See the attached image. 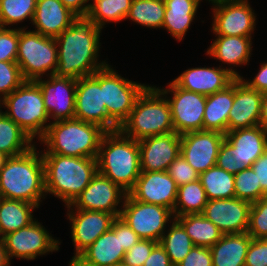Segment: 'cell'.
<instances>
[{
	"mask_svg": "<svg viewBox=\"0 0 267 266\" xmlns=\"http://www.w3.org/2000/svg\"><path fill=\"white\" fill-rule=\"evenodd\" d=\"M26 80L16 62L0 61V99L3 100Z\"/></svg>",
	"mask_w": 267,
	"mask_h": 266,
	"instance_id": "cell-42",
	"label": "cell"
},
{
	"mask_svg": "<svg viewBox=\"0 0 267 266\" xmlns=\"http://www.w3.org/2000/svg\"><path fill=\"white\" fill-rule=\"evenodd\" d=\"M1 106H4L3 105V101L0 99V108H1ZM4 112L2 111V109H0V117H1V115L3 114Z\"/></svg>",
	"mask_w": 267,
	"mask_h": 266,
	"instance_id": "cell-58",
	"label": "cell"
},
{
	"mask_svg": "<svg viewBox=\"0 0 267 266\" xmlns=\"http://www.w3.org/2000/svg\"><path fill=\"white\" fill-rule=\"evenodd\" d=\"M178 186L167 171H141L129 194L143 203L174 210Z\"/></svg>",
	"mask_w": 267,
	"mask_h": 266,
	"instance_id": "cell-20",
	"label": "cell"
},
{
	"mask_svg": "<svg viewBox=\"0 0 267 266\" xmlns=\"http://www.w3.org/2000/svg\"><path fill=\"white\" fill-rule=\"evenodd\" d=\"M8 158H9L8 155L0 152V171L4 167V165H5V163H6V161H7Z\"/></svg>",
	"mask_w": 267,
	"mask_h": 266,
	"instance_id": "cell-56",
	"label": "cell"
},
{
	"mask_svg": "<svg viewBox=\"0 0 267 266\" xmlns=\"http://www.w3.org/2000/svg\"><path fill=\"white\" fill-rule=\"evenodd\" d=\"M199 180L208 200L235 197L234 174L216 165L199 174Z\"/></svg>",
	"mask_w": 267,
	"mask_h": 266,
	"instance_id": "cell-35",
	"label": "cell"
},
{
	"mask_svg": "<svg viewBox=\"0 0 267 266\" xmlns=\"http://www.w3.org/2000/svg\"><path fill=\"white\" fill-rule=\"evenodd\" d=\"M213 6L212 31L215 35L252 37L256 14L248 0H209Z\"/></svg>",
	"mask_w": 267,
	"mask_h": 266,
	"instance_id": "cell-13",
	"label": "cell"
},
{
	"mask_svg": "<svg viewBox=\"0 0 267 266\" xmlns=\"http://www.w3.org/2000/svg\"><path fill=\"white\" fill-rule=\"evenodd\" d=\"M62 4L70 9L78 17H85L90 7V0H60ZM89 3V4H87Z\"/></svg>",
	"mask_w": 267,
	"mask_h": 266,
	"instance_id": "cell-53",
	"label": "cell"
},
{
	"mask_svg": "<svg viewBox=\"0 0 267 266\" xmlns=\"http://www.w3.org/2000/svg\"><path fill=\"white\" fill-rule=\"evenodd\" d=\"M225 139L237 149L241 171L251 167L267 151V130L260 125L227 131Z\"/></svg>",
	"mask_w": 267,
	"mask_h": 266,
	"instance_id": "cell-27",
	"label": "cell"
},
{
	"mask_svg": "<svg viewBox=\"0 0 267 266\" xmlns=\"http://www.w3.org/2000/svg\"><path fill=\"white\" fill-rule=\"evenodd\" d=\"M245 266H267V238H252L245 258Z\"/></svg>",
	"mask_w": 267,
	"mask_h": 266,
	"instance_id": "cell-47",
	"label": "cell"
},
{
	"mask_svg": "<svg viewBox=\"0 0 267 266\" xmlns=\"http://www.w3.org/2000/svg\"><path fill=\"white\" fill-rule=\"evenodd\" d=\"M208 199L200 180L193 181L178 187L174 206V217L187 214H202Z\"/></svg>",
	"mask_w": 267,
	"mask_h": 266,
	"instance_id": "cell-36",
	"label": "cell"
},
{
	"mask_svg": "<svg viewBox=\"0 0 267 266\" xmlns=\"http://www.w3.org/2000/svg\"><path fill=\"white\" fill-rule=\"evenodd\" d=\"M58 46L55 38L33 30L19 28V44L16 63L26 81L54 75L58 65ZM50 72V73H48ZM48 74V75H47Z\"/></svg>",
	"mask_w": 267,
	"mask_h": 266,
	"instance_id": "cell-8",
	"label": "cell"
},
{
	"mask_svg": "<svg viewBox=\"0 0 267 266\" xmlns=\"http://www.w3.org/2000/svg\"><path fill=\"white\" fill-rule=\"evenodd\" d=\"M202 0H164L165 15L162 28L177 41L183 40L191 23L195 19L199 3Z\"/></svg>",
	"mask_w": 267,
	"mask_h": 266,
	"instance_id": "cell-30",
	"label": "cell"
},
{
	"mask_svg": "<svg viewBox=\"0 0 267 266\" xmlns=\"http://www.w3.org/2000/svg\"><path fill=\"white\" fill-rule=\"evenodd\" d=\"M216 166L234 175L241 171L239 153L226 139L220 146Z\"/></svg>",
	"mask_w": 267,
	"mask_h": 266,
	"instance_id": "cell-45",
	"label": "cell"
},
{
	"mask_svg": "<svg viewBox=\"0 0 267 266\" xmlns=\"http://www.w3.org/2000/svg\"><path fill=\"white\" fill-rule=\"evenodd\" d=\"M49 79L38 78L45 108L50 122L73 119L75 117V96L77 80L70 77L50 75Z\"/></svg>",
	"mask_w": 267,
	"mask_h": 266,
	"instance_id": "cell-17",
	"label": "cell"
},
{
	"mask_svg": "<svg viewBox=\"0 0 267 266\" xmlns=\"http://www.w3.org/2000/svg\"><path fill=\"white\" fill-rule=\"evenodd\" d=\"M85 18L100 29L108 22H120L129 14L132 0H91Z\"/></svg>",
	"mask_w": 267,
	"mask_h": 266,
	"instance_id": "cell-34",
	"label": "cell"
},
{
	"mask_svg": "<svg viewBox=\"0 0 267 266\" xmlns=\"http://www.w3.org/2000/svg\"><path fill=\"white\" fill-rule=\"evenodd\" d=\"M119 130L136 141L174 132L166 95L158 87L148 85L138 96L128 119Z\"/></svg>",
	"mask_w": 267,
	"mask_h": 266,
	"instance_id": "cell-6",
	"label": "cell"
},
{
	"mask_svg": "<svg viewBox=\"0 0 267 266\" xmlns=\"http://www.w3.org/2000/svg\"><path fill=\"white\" fill-rule=\"evenodd\" d=\"M176 266H213L210 248L193 246Z\"/></svg>",
	"mask_w": 267,
	"mask_h": 266,
	"instance_id": "cell-48",
	"label": "cell"
},
{
	"mask_svg": "<svg viewBox=\"0 0 267 266\" xmlns=\"http://www.w3.org/2000/svg\"><path fill=\"white\" fill-rule=\"evenodd\" d=\"M259 125L263 129L267 130V92L262 93Z\"/></svg>",
	"mask_w": 267,
	"mask_h": 266,
	"instance_id": "cell-54",
	"label": "cell"
},
{
	"mask_svg": "<svg viewBox=\"0 0 267 266\" xmlns=\"http://www.w3.org/2000/svg\"><path fill=\"white\" fill-rule=\"evenodd\" d=\"M167 233H164L159 243L169 256L171 263L176 266L194 246L183 226L175 219Z\"/></svg>",
	"mask_w": 267,
	"mask_h": 266,
	"instance_id": "cell-37",
	"label": "cell"
},
{
	"mask_svg": "<svg viewBox=\"0 0 267 266\" xmlns=\"http://www.w3.org/2000/svg\"><path fill=\"white\" fill-rule=\"evenodd\" d=\"M33 140L5 113L0 117V152L18 156L34 146Z\"/></svg>",
	"mask_w": 267,
	"mask_h": 266,
	"instance_id": "cell-33",
	"label": "cell"
},
{
	"mask_svg": "<svg viewBox=\"0 0 267 266\" xmlns=\"http://www.w3.org/2000/svg\"><path fill=\"white\" fill-rule=\"evenodd\" d=\"M235 197L250 202L258 201L267 194L261 189L256 173L251 167L234 175Z\"/></svg>",
	"mask_w": 267,
	"mask_h": 266,
	"instance_id": "cell-40",
	"label": "cell"
},
{
	"mask_svg": "<svg viewBox=\"0 0 267 266\" xmlns=\"http://www.w3.org/2000/svg\"><path fill=\"white\" fill-rule=\"evenodd\" d=\"M105 133L100 126L76 118L49 122L44 136L39 140L47 147L41 154L97 158Z\"/></svg>",
	"mask_w": 267,
	"mask_h": 266,
	"instance_id": "cell-5",
	"label": "cell"
},
{
	"mask_svg": "<svg viewBox=\"0 0 267 266\" xmlns=\"http://www.w3.org/2000/svg\"><path fill=\"white\" fill-rule=\"evenodd\" d=\"M143 266H174L164 248L157 243L152 249Z\"/></svg>",
	"mask_w": 267,
	"mask_h": 266,
	"instance_id": "cell-49",
	"label": "cell"
},
{
	"mask_svg": "<svg viewBox=\"0 0 267 266\" xmlns=\"http://www.w3.org/2000/svg\"><path fill=\"white\" fill-rule=\"evenodd\" d=\"M250 88L257 90L261 93L267 92V63H263L260 66V70L257 75L252 78L253 80H245L241 78Z\"/></svg>",
	"mask_w": 267,
	"mask_h": 266,
	"instance_id": "cell-51",
	"label": "cell"
},
{
	"mask_svg": "<svg viewBox=\"0 0 267 266\" xmlns=\"http://www.w3.org/2000/svg\"><path fill=\"white\" fill-rule=\"evenodd\" d=\"M251 203L236 197L208 200L202 215L223 234L245 233L249 226Z\"/></svg>",
	"mask_w": 267,
	"mask_h": 266,
	"instance_id": "cell-19",
	"label": "cell"
},
{
	"mask_svg": "<svg viewBox=\"0 0 267 266\" xmlns=\"http://www.w3.org/2000/svg\"><path fill=\"white\" fill-rule=\"evenodd\" d=\"M4 112L33 140L41 139L50 121L44 98L35 81H25L3 100Z\"/></svg>",
	"mask_w": 267,
	"mask_h": 266,
	"instance_id": "cell-7",
	"label": "cell"
},
{
	"mask_svg": "<svg viewBox=\"0 0 267 266\" xmlns=\"http://www.w3.org/2000/svg\"><path fill=\"white\" fill-rule=\"evenodd\" d=\"M225 135L216 131H193L181 135L180 154L199 173L216 165Z\"/></svg>",
	"mask_w": 267,
	"mask_h": 266,
	"instance_id": "cell-18",
	"label": "cell"
},
{
	"mask_svg": "<svg viewBox=\"0 0 267 266\" xmlns=\"http://www.w3.org/2000/svg\"><path fill=\"white\" fill-rule=\"evenodd\" d=\"M138 235L120 218V241L125 251H128L139 241Z\"/></svg>",
	"mask_w": 267,
	"mask_h": 266,
	"instance_id": "cell-52",
	"label": "cell"
},
{
	"mask_svg": "<svg viewBox=\"0 0 267 266\" xmlns=\"http://www.w3.org/2000/svg\"><path fill=\"white\" fill-rule=\"evenodd\" d=\"M158 242L139 239L124 255L123 261L129 266H143L152 249Z\"/></svg>",
	"mask_w": 267,
	"mask_h": 266,
	"instance_id": "cell-46",
	"label": "cell"
},
{
	"mask_svg": "<svg viewBox=\"0 0 267 266\" xmlns=\"http://www.w3.org/2000/svg\"><path fill=\"white\" fill-rule=\"evenodd\" d=\"M99 85L108 117L120 128L128 119L138 96L148 86L121 77L110 65L99 69Z\"/></svg>",
	"mask_w": 267,
	"mask_h": 266,
	"instance_id": "cell-9",
	"label": "cell"
},
{
	"mask_svg": "<svg viewBox=\"0 0 267 266\" xmlns=\"http://www.w3.org/2000/svg\"><path fill=\"white\" fill-rule=\"evenodd\" d=\"M226 68L195 67L186 69L173 81L181 88L209 96L229 86L236 78Z\"/></svg>",
	"mask_w": 267,
	"mask_h": 266,
	"instance_id": "cell-24",
	"label": "cell"
},
{
	"mask_svg": "<svg viewBox=\"0 0 267 266\" xmlns=\"http://www.w3.org/2000/svg\"><path fill=\"white\" fill-rule=\"evenodd\" d=\"M256 173L261 189L267 194V151L251 166Z\"/></svg>",
	"mask_w": 267,
	"mask_h": 266,
	"instance_id": "cell-50",
	"label": "cell"
},
{
	"mask_svg": "<svg viewBox=\"0 0 267 266\" xmlns=\"http://www.w3.org/2000/svg\"><path fill=\"white\" fill-rule=\"evenodd\" d=\"M97 168L98 173L128 194L141 173L138 141L125 136L120 130L106 132L100 142Z\"/></svg>",
	"mask_w": 267,
	"mask_h": 266,
	"instance_id": "cell-3",
	"label": "cell"
},
{
	"mask_svg": "<svg viewBox=\"0 0 267 266\" xmlns=\"http://www.w3.org/2000/svg\"><path fill=\"white\" fill-rule=\"evenodd\" d=\"M19 44V28L0 27V61L16 62Z\"/></svg>",
	"mask_w": 267,
	"mask_h": 266,
	"instance_id": "cell-43",
	"label": "cell"
},
{
	"mask_svg": "<svg viewBox=\"0 0 267 266\" xmlns=\"http://www.w3.org/2000/svg\"><path fill=\"white\" fill-rule=\"evenodd\" d=\"M2 198L25 201L40 207L46 197L44 162L34 145L27 152L9 157L0 171Z\"/></svg>",
	"mask_w": 267,
	"mask_h": 266,
	"instance_id": "cell-2",
	"label": "cell"
},
{
	"mask_svg": "<svg viewBox=\"0 0 267 266\" xmlns=\"http://www.w3.org/2000/svg\"><path fill=\"white\" fill-rule=\"evenodd\" d=\"M141 171H167L180 155L181 135L176 132L147 137L138 141Z\"/></svg>",
	"mask_w": 267,
	"mask_h": 266,
	"instance_id": "cell-21",
	"label": "cell"
},
{
	"mask_svg": "<svg viewBox=\"0 0 267 266\" xmlns=\"http://www.w3.org/2000/svg\"><path fill=\"white\" fill-rule=\"evenodd\" d=\"M247 233L255 239L267 238V196L251 204Z\"/></svg>",
	"mask_w": 267,
	"mask_h": 266,
	"instance_id": "cell-41",
	"label": "cell"
},
{
	"mask_svg": "<svg viewBox=\"0 0 267 266\" xmlns=\"http://www.w3.org/2000/svg\"><path fill=\"white\" fill-rule=\"evenodd\" d=\"M175 219L183 226L194 246L211 248L224 235L202 214H187Z\"/></svg>",
	"mask_w": 267,
	"mask_h": 266,
	"instance_id": "cell-32",
	"label": "cell"
},
{
	"mask_svg": "<svg viewBox=\"0 0 267 266\" xmlns=\"http://www.w3.org/2000/svg\"><path fill=\"white\" fill-rule=\"evenodd\" d=\"M165 9L164 0H132L126 19L146 28H162Z\"/></svg>",
	"mask_w": 267,
	"mask_h": 266,
	"instance_id": "cell-38",
	"label": "cell"
},
{
	"mask_svg": "<svg viewBox=\"0 0 267 266\" xmlns=\"http://www.w3.org/2000/svg\"><path fill=\"white\" fill-rule=\"evenodd\" d=\"M168 174L179 187L199 179V173L180 154L168 167Z\"/></svg>",
	"mask_w": 267,
	"mask_h": 266,
	"instance_id": "cell-44",
	"label": "cell"
},
{
	"mask_svg": "<svg viewBox=\"0 0 267 266\" xmlns=\"http://www.w3.org/2000/svg\"><path fill=\"white\" fill-rule=\"evenodd\" d=\"M101 30L85 17H79L56 37L58 65L54 75L77 80L105 67L106 61L97 60Z\"/></svg>",
	"mask_w": 267,
	"mask_h": 266,
	"instance_id": "cell-1",
	"label": "cell"
},
{
	"mask_svg": "<svg viewBox=\"0 0 267 266\" xmlns=\"http://www.w3.org/2000/svg\"><path fill=\"white\" fill-rule=\"evenodd\" d=\"M36 4L37 0H0V27L9 28L26 19L32 22Z\"/></svg>",
	"mask_w": 267,
	"mask_h": 266,
	"instance_id": "cell-39",
	"label": "cell"
},
{
	"mask_svg": "<svg viewBox=\"0 0 267 266\" xmlns=\"http://www.w3.org/2000/svg\"><path fill=\"white\" fill-rule=\"evenodd\" d=\"M121 205L120 218L138 235L140 239L159 243L166 232L168 221H174L173 211L167 207L143 203L126 194Z\"/></svg>",
	"mask_w": 267,
	"mask_h": 266,
	"instance_id": "cell-10",
	"label": "cell"
},
{
	"mask_svg": "<svg viewBox=\"0 0 267 266\" xmlns=\"http://www.w3.org/2000/svg\"><path fill=\"white\" fill-rule=\"evenodd\" d=\"M216 39L207 49L206 54L212 58L230 64L227 70L235 78H242V76L232 68L238 65L248 64L252 52V37L240 36H224L216 35Z\"/></svg>",
	"mask_w": 267,
	"mask_h": 266,
	"instance_id": "cell-26",
	"label": "cell"
},
{
	"mask_svg": "<svg viewBox=\"0 0 267 266\" xmlns=\"http://www.w3.org/2000/svg\"><path fill=\"white\" fill-rule=\"evenodd\" d=\"M2 240L10 260L13 257L34 260L38 256L60 249L59 240L53 238L36 219L28 226L4 235Z\"/></svg>",
	"mask_w": 267,
	"mask_h": 266,
	"instance_id": "cell-12",
	"label": "cell"
},
{
	"mask_svg": "<svg viewBox=\"0 0 267 266\" xmlns=\"http://www.w3.org/2000/svg\"><path fill=\"white\" fill-rule=\"evenodd\" d=\"M38 208L20 200L0 199V232L1 239L4 235L17 231L33 222V210Z\"/></svg>",
	"mask_w": 267,
	"mask_h": 266,
	"instance_id": "cell-31",
	"label": "cell"
},
{
	"mask_svg": "<svg viewBox=\"0 0 267 266\" xmlns=\"http://www.w3.org/2000/svg\"><path fill=\"white\" fill-rule=\"evenodd\" d=\"M67 210V217L71 222V238L75 246L74 256L69 263L71 264L99 236L111 229L117 217L112 213L101 211L73 210L72 208H67Z\"/></svg>",
	"mask_w": 267,
	"mask_h": 266,
	"instance_id": "cell-15",
	"label": "cell"
},
{
	"mask_svg": "<svg viewBox=\"0 0 267 266\" xmlns=\"http://www.w3.org/2000/svg\"><path fill=\"white\" fill-rule=\"evenodd\" d=\"M115 266H129L128 264H126L124 261L119 262L118 264H116Z\"/></svg>",
	"mask_w": 267,
	"mask_h": 266,
	"instance_id": "cell-57",
	"label": "cell"
},
{
	"mask_svg": "<svg viewBox=\"0 0 267 266\" xmlns=\"http://www.w3.org/2000/svg\"><path fill=\"white\" fill-rule=\"evenodd\" d=\"M167 97L171 108V118L174 132L184 134L203 130V119L206 105V96L185 90L174 81L168 83L166 88H158ZM169 98V99H168Z\"/></svg>",
	"mask_w": 267,
	"mask_h": 266,
	"instance_id": "cell-11",
	"label": "cell"
},
{
	"mask_svg": "<svg viewBox=\"0 0 267 266\" xmlns=\"http://www.w3.org/2000/svg\"><path fill=\"white\" fill-rule=\"evenodd\" d=\"M234 101V81L225 89L206 96L203 130L226 134L229 112Z\"/></svg>",
	"mask_w": 267,
	"mask_h": 266,
	"instance_id": "cell-28",
	"label": "cell"
},
{
	"mask_svg": "<svg viewBox=\"0 0 267 266\" xmlns=\"http://www.w3.org/2000/svg\"><path fill=\"white\" fill-rule=\"evenodd\" d=\"M79 17L60 0H37L32 24L35 32L56 38Z\"/></svg>",
	"mask_w": 267,
	"mask_h": 266,
	"instance_id": "cell-25",
	"label": "cell"
},
{
	"mask_svg": "<svg viewBox=\"0 0 267 266\" xmlns=\"http://www.w3.org/2000/svg\"><path fill=\"white\" fill-rule=\"evenodd\" d=\"M252 237L247 233L224 234L211 248L213 266H245Z\"/></svg>",
	"mask_w": 267,
	"mask_h": 266,
	"instance_id": "cell-29",
	"label": "cell"
},
{
	"mask_svg": "<svg viewBox=\"0 0 267 266\" xmlns=\"http://www.w3.org/2000/svg\"><path fill=\"white\" fill-rule=\"evenodd\" d=\"M74 118L96 124L106 132L119 130V127L108 117L106 105L103 103L99 70L90 76L77 79Z\"/></svg>",
	"mask_w": 267,
	"mask_h": 266,
	"instance_id": "cell-14",
	"label": "cell"
},
{
	"mask_svg": "<svg viewBox=\"0 0 267 266\" xmlns=\"http://www.w3.org/2000/svg\"><path fill=\"white\" fill-rule=\"evenodd\" d=\"M261 100V92L250 88L241 78H236L234 101L228 118V131L259 125Z\"/></svg>",
	"mask_w": 267,
	"mask_h": 266,
	"instance_id": "cell-23",
	"label": "cell"
},
{
	"mask_svg": "<svg viewBox=\"0 0 267 266\" xmlns=\"http://www.w3.org/2000/svg\"><path fill=\"white\" fill-rule=\"evenodd\" d=\"M126 251L120 241V217L110 230L99 236L69 266H115L124 259Z\"/></svg>",
	"mask_w": 267,
	"mask_h": 266,
	"instance_id": "cell-22",
	"label": "cell"
},
{
	"mask_svg": "<svg viewBox=\"0 0 267 266\" xmlns=\"http://www.w3.org/2000/svg\"><path fill=\"white\" fill-rule=\"evenodd\" d=\"M126 194L109 178L97 172L75 201L65 207L112 213L119 217L122 209H117V206L120 207V202H124Z\"/></svg>",
	"mask_w": 267,
	"mask_h": 266,
	"instance_id": "cell-16",
	"label": "cell"
},
{
	"mask_svg": "<svg viewBox=\"0 0 267 266\" xmlns=\"http://www.w3.org/2000/svg\"><path fill=\"white\" fill-rule=\"evenodd\" d=\"M10 264L11 261L8 257L4 242L0 239V266H10Z\"/></svg>",
	"mask_w": 267,
	"mask_h": 266,
	"instance_id": "cell-55",
	"label": "cell"
},
{
	"mask_svg": "<svg viewBox=\"0 0 267 266\" xmlns=\"http://www.w3.org/2000/svg\"><path fill=\"white\" fill-rule=\"evenodd\" d=\"M45 192L72 204L97 174V158L42 154Z\"/></svg>",
	"mask_w": 267,
	"mask_h": 266,
	"instance_id": "cell-4",
	"label": "cell"
}]
</instances>
